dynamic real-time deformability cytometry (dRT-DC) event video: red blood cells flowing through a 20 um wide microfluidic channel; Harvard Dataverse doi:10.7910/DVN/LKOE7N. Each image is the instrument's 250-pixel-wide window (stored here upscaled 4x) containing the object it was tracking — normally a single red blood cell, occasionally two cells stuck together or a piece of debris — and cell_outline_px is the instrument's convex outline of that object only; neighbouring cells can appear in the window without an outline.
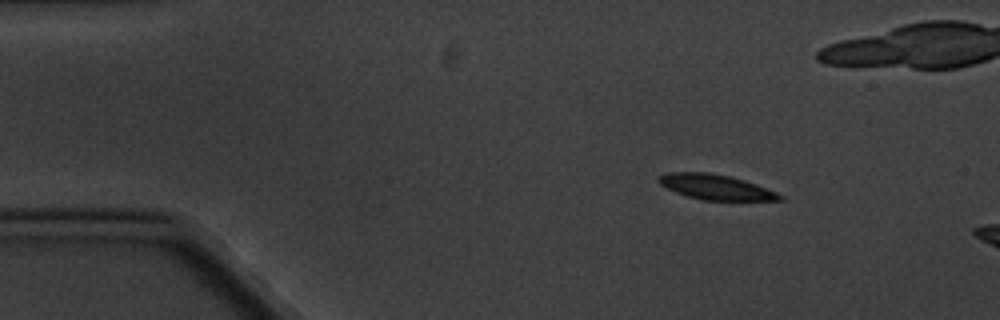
{"species": "common noctule bat (a hibernating species)", "species_latin": "Nyctalus noctula", "temperature_condition": "cold", "stored_images_in_passage": 3, "camera_frame_rate_fps": 3000, "um_per_image_px": 0.085, "animal": {"sex": "male", "body_mass_g": 20.1, "forearm_length_mm": 53.5}, "frame": {"image": 1, "passage_image": 1, "time_ms": 0.0, "image_size_px": [1000, 320], "cell_outline_px": [[784, 200], [700, 200], [676, 192], [660, 184], [656, 180], [660, 176], [668, 172], [708, 172], [728, 176], [744, 180], [756, 184], [776, 192], [784, 196]], "centroid_in_image_um": [60.84, 15.9], "position_along_channel_um": 24.2, "area_um2": 17.57}}